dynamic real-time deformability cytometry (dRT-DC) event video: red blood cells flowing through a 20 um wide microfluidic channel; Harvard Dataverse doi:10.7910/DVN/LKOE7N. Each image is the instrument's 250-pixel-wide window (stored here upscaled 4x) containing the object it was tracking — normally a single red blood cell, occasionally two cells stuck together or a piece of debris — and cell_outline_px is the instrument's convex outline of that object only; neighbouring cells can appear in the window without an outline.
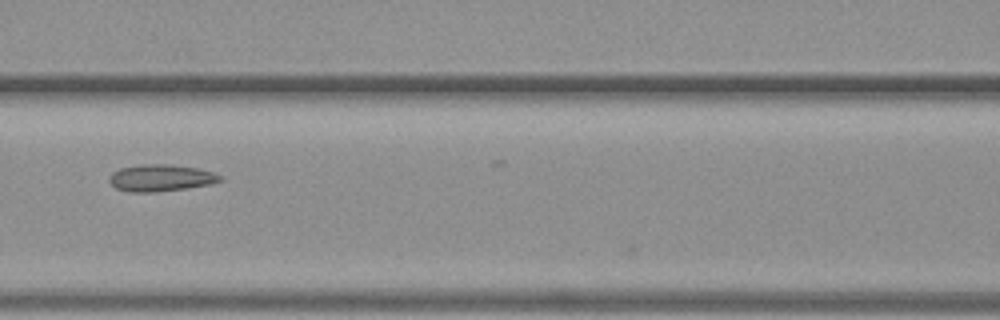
{"species": "common noctule bat (a hibernating species)", "species_latin": "Nyctalus noctula", "temperature_condition": "warm", "stored_images_in_passage": 12, "camera_frame_rate_fps": 3000, "um_per_image_px": 0.085, "animal": {"sex": "female", "body_mass_g": 19.3, "forearm_length_mm": 54.1}, "frame": {"image": 1, "passage_image": 6, "time_ms": 1.667, "image_size_px": [1000, 320], "cell_outline_px": [[224, 180], [208, 184], [184, 188], [152, 192], [132, 192], [116, 188], [108, 180], [112, 172], [120, 168], [144, 164], [168, 164], [196, 168], [212, 172], [224, 176]], "centroid_in_image_um": [13.67, 15.11], "position_along_channel_um": 152.9, "area_um2": 17.11}}
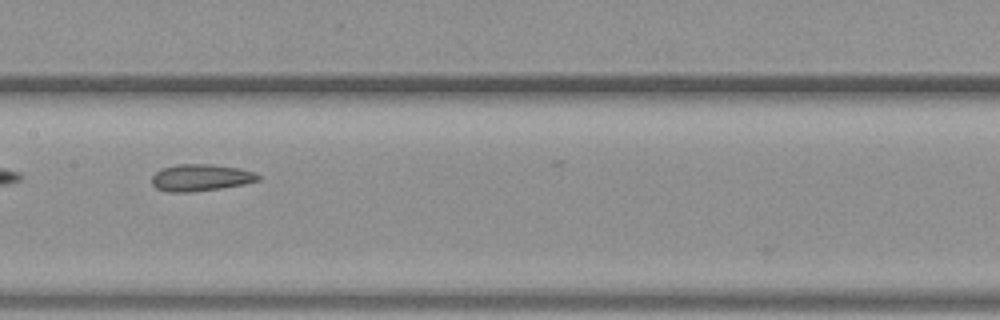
{"frame": {"image": 2, "passage_image": 9, "time_ms": 2.667, "image_size_px": [1000, 320], "cell_outline_px": [[260, 180], [244, 184], [220, 188], [188, 192], [168, 192], [156, 188], [152, 184], [152, 176], [160, 168], [176, 164], [212, 164], [240, 168], [256, 172], [260, 176]], "centroid_in_image_um": [17.06, 15.08], "position_along_channel_um": 190.3, "area_um2": 16.76}}